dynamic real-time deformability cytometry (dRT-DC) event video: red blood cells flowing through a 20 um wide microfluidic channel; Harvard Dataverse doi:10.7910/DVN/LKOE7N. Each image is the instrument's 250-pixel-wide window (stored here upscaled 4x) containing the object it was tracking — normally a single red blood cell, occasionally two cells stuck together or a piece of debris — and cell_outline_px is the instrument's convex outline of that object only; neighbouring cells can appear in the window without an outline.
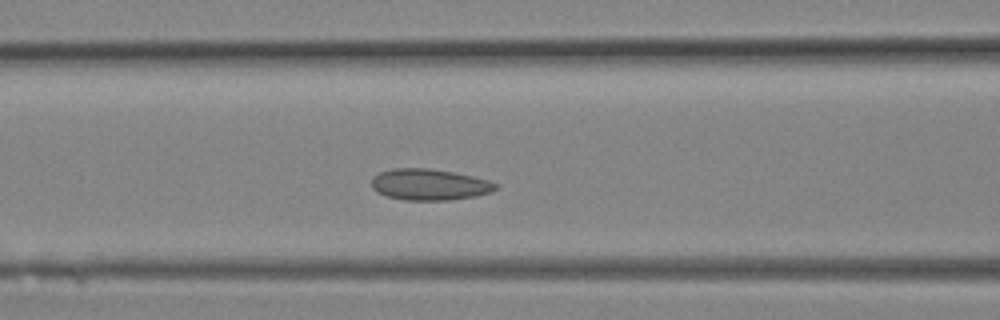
{"species": "Egyptian fruit bat (a non-hibernating species)", "species_latin": "Rousettus aegyptiacus", "temperature_condition": "room temperature", "stored_images_in_passage": 13, "camera_frame_rate_fps": 3000, "um_per_image_px": 0.085, "animal": {"sex": "female"}, "frame": {"image": 1, "passage_image": 8, "time_ms": 2.333, "image_size_px": [1000, 320], "cell_outline_px": [[500, 184], [492, 192], [476, 196], [448, 200], [404, 200], [388, 196], [376, 192], [372, 188], [372, 176], [380, 172], [392, 168], [428, 168], [452, 172], [472, 176], [488, 180]], "centroid_in_image_um": [36.5, 15.68], "position_along_channel_um": 130.1, "area_um2": 22.66}}
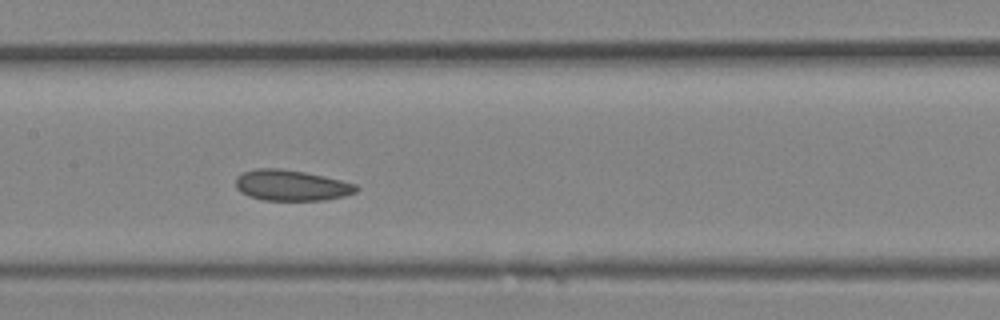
{"frame": {"image": 2, "passage_image": 10, "time_ms": 3.0, "image_size_px": [1000, 320], "cell_outline_px": [[360, 188], [356, 192], [344, 196], [324, 200], [264, 200], [248, 196], [240, 192], [236, 188], [236, 176], [244, 172], [256, 168], [280, 168], [304, 172], [324, 176], [356, 184]], "centroid_in_image_um": [24.75, 15.75], "position_along_channel_um": 182.6, "area_um2": 21.68}}
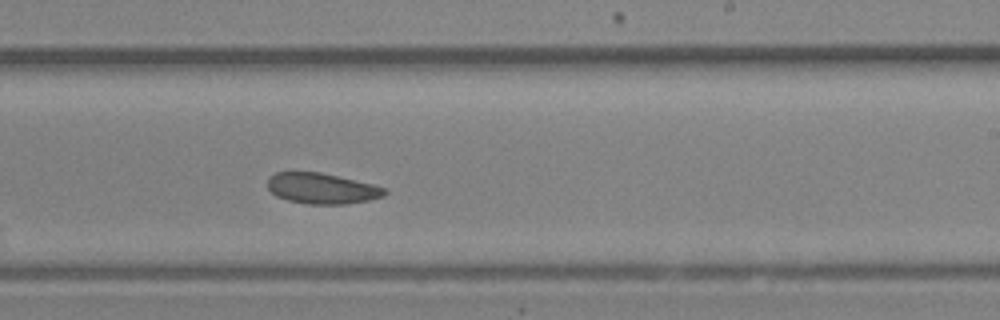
{"frame": {"image": 3, "passage_image": 13, "time_ms": 4.0, "image_size_px": [1000, 320], "cell_outline_px": [[388, 192], [384, 196], [368, 200], [344, 204], [308, 204], [288, 200], [276, 196], [268, 188], [268, 176], [276, 172], [320, 172], [372, 184], [384, 188]], "centroid_in_image_um": [27.33, 16.01], "position_along_channel_um": 261.7, "area_um2": 20.81}}